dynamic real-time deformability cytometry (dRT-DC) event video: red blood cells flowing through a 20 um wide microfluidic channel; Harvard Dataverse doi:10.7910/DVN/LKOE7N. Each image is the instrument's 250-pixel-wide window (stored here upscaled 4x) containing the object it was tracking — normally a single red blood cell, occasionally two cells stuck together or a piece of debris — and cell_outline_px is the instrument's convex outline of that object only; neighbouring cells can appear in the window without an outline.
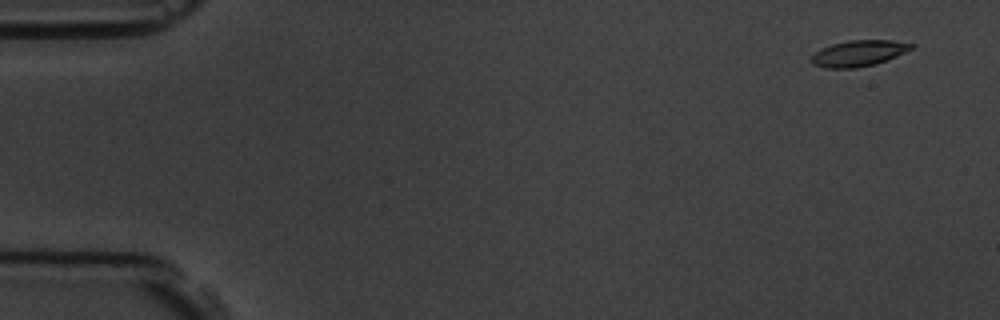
{"species": "common noctule bat (a hibernating species)", "species_latin": "Nyctalus noctula", "temperature_condition": "room temperature", "stored_images_in_passage": 10, "camera_frame_rate_fps": 3000, "um_per_image_px": 0.085, "animal": {"sex": "male", "body_mass_g": 19.5, "forearm_length_mm": 54.6}, "frame": {"image": 1, "passage_image": 1, "time_ms": 0.0, "image_size_px": [1000, 320], "cell_outline_px": [[916, 44], [912, 48], [896, 56], [876, 64], [856, 68], [824, 68], [812, 64], [808, 60], [820, 48], [832, 44], [848, 40], [892, 40]], "centroid_in_image_um": [72.94, 4.53], "position_along_channel_um": 12.1, "area_um2": 15.26}}
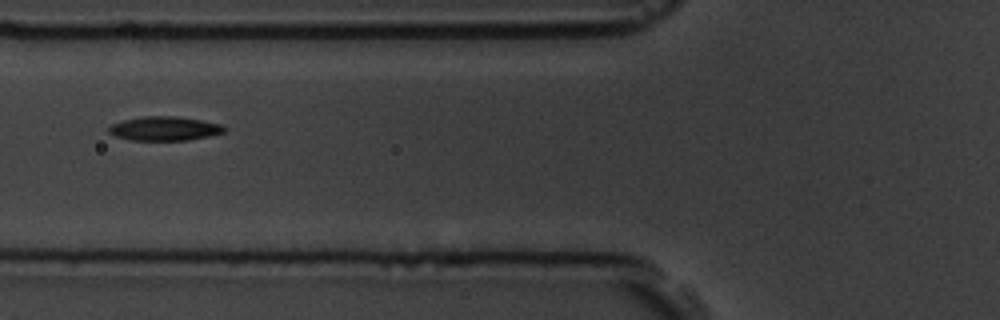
{"frame": {"image": 2, "passage_image": 6, "time_ms": 6.0, "image_size_px": [1000, 320], "cell_outline_px": [[228, 128], [224, 132], [208, 136], [188, 140], [128, 140], [116, 136], [108, 132], [108, 128], [112, 124], [124, 120], [144, 116], [176, 116], [224, 124]], "centroid_in_image_um": [14.01, 10.92], "position_along_channel_um": 111.8, "area_um2": 16.24}}
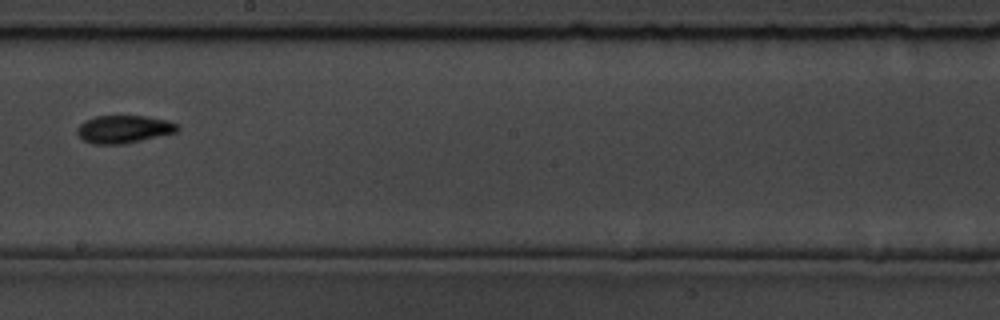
{"frame": {"image": 3, "passage_image": 9, "time_ms": 9.333, "image_size_px": [1000, 320], "cell_outline_px": [[180, 128], [176, 132], [124, 144], [92, 144], [84, 140], [76, 132], [76, 128], [84, 120], [96, 116], [144, 116], [168, 120], [180, 124]], "centroid_in_image_um": [10.53, 10.97], "position_along_channel_um": 237.7, "area_um2": 16.3}}